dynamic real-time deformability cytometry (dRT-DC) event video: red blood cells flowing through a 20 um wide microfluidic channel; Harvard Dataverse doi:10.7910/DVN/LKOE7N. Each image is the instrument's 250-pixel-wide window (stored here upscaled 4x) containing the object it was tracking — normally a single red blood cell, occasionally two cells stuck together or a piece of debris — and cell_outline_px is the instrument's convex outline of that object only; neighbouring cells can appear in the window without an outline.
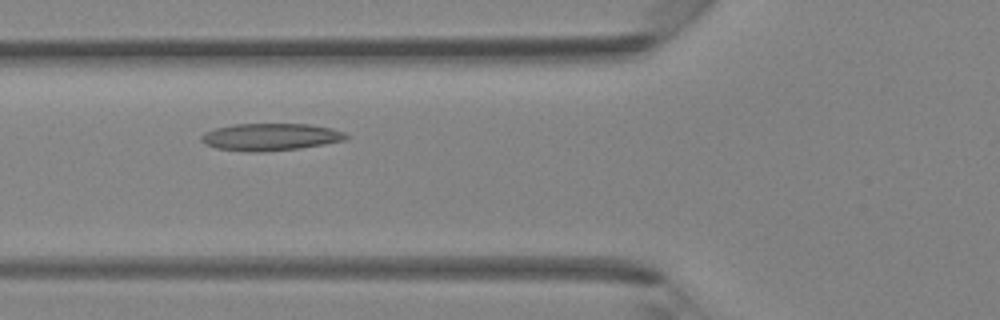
{"species": "Egyptian fruit bat (a non-hibernating species)", "species_latin": "Rousettus aegyptiacus", "temperature_condition": "room temperature", "stored_images_in_passage": 31, "camera_frame_rate_fps": 3000, "um_per_image_px": 0.085, "animal": {"sex": "female"}, "frame": {"image": 1, "passage_image": 6, "time_ms": 1.667, "image_size_px": [1000, 320], "cell_outline_px": [[348, 136], [344, 140], [324, 144], [300, 148], [260, 152], [248, 152], [216, 148], [204, 144], [200, 140], [200, 136], [204, 132], [216, 128], [232, 124], [308, 124], [332, 128], [344, 132]], "centroid_in_image_um": [22.94, 11.64], "position_along_channel_um": 102.9, "area_um2": 23.0}}
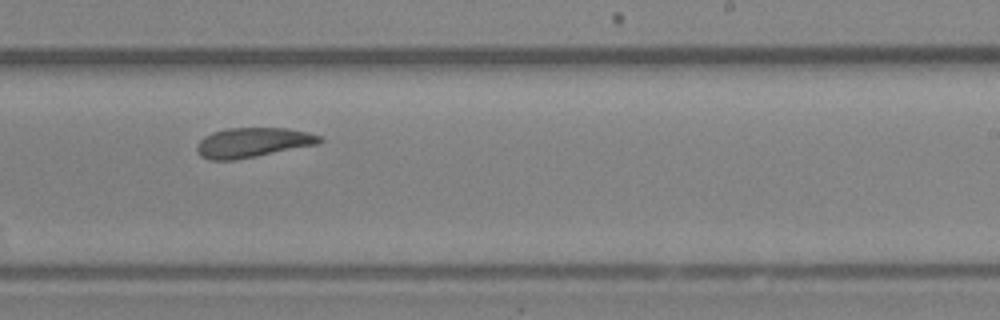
{"frame": {"image": 2, "passage_image": 16, "time_ms": 5.0, "image_size_px": [1000, 320], "cell_outline_px": [[324, 140], [320, 144], [236, 160], [208, 160], [200, 156], [196, 152], [196, 144], [204, 136], [212, 132], [228, 128], [288, 128], [308, 132], [320, 136]], "centroid_in_image_um": [21.47, 12.12], "position_along_channel_um": 267.5, "area_um2": 21.56}}
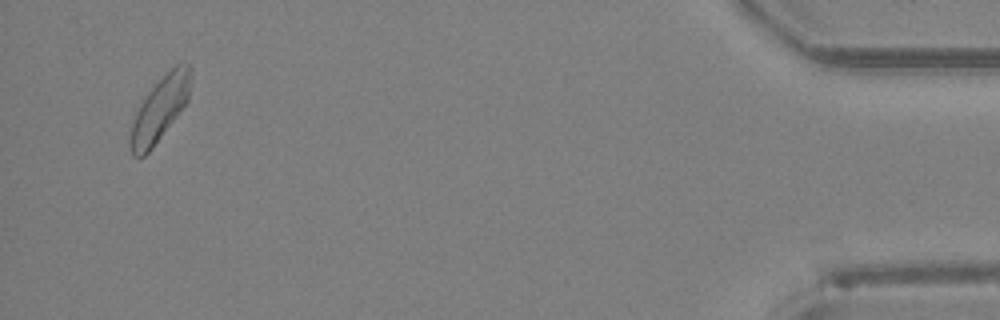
{"frame": {"image": 3, "passage_image": 30, "time_ms": 9.667, "image_size_px": [1000, 320], "cell_outline_px": [[192, 68], [188, 100], [152, 148], [144, 156], [132, 156], [128, 136], [136, 112], [140, 104], [148, 92], [176, 64], [188, 64]], "centroid_in_image_um": [13.57, 9.28], "position_along_channel_um": 421.6, "area_um2": 22.02}}